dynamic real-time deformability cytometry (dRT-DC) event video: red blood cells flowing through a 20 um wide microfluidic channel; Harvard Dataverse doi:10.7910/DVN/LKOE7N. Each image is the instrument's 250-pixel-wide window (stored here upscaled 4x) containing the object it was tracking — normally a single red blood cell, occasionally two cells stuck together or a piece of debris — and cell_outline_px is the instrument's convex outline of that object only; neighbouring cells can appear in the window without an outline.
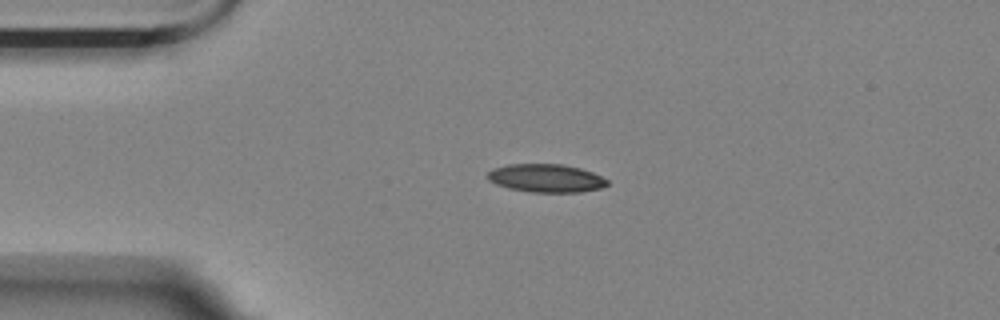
{"species": "Egyptian fruit bat (a non-hibernating species)", "species_latin": "Rousettus aegyptiacus", "temperature_condition": "room temperature", "stored_images_in_passage": 7, "camera_frame_rate_fps": 3000, "um_per_image_px": 0.085, "animal": {"sex": "female"}, "frame": {"image": 1, "passage_image": 1, "time_ms": 0.0, "image_size_px": [1000, 320], "cell_outline_px": [[608, 184], [600, 188], [580, 192], [532, 192], [508, 188], [496, 184], [488, 180], [488, 172], [492, 168], [508, 164], [560, 164], [580, 168], [592, 172], [608, 180]], "centroid_in_image_um": [46.39, 15.14], "position_along_channel_um": 38.6, "area_um2": 19.59}}
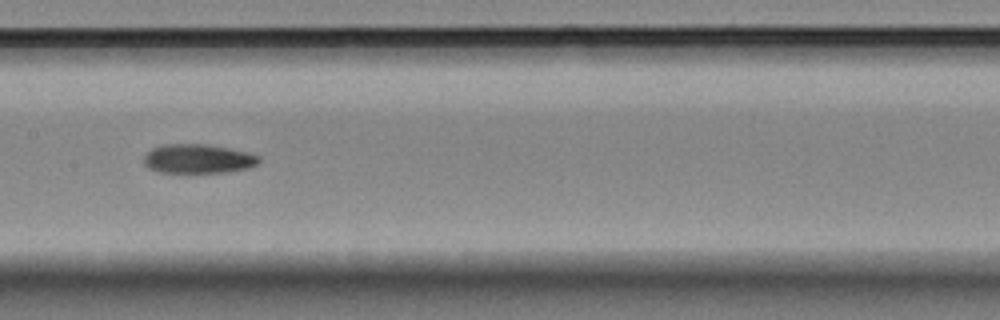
{"frame": {"image": 2, "passage_image": 5, "time_ms": 1.333, "image_size_px": [1000, 320], "cell_outline_px": [[260, 160], [256, 164], [248, 168], [224, 172], [160, 172], [148, 168], [144, 164], [144, 156], [152, 148], [164, 144], [204, 144], [228, 148], [248, 152], [260, 156]], "centroid_in_image_um": [16.82, 13.49], "position_along_channel_um": 190.6, "area_um2": 19.42}}
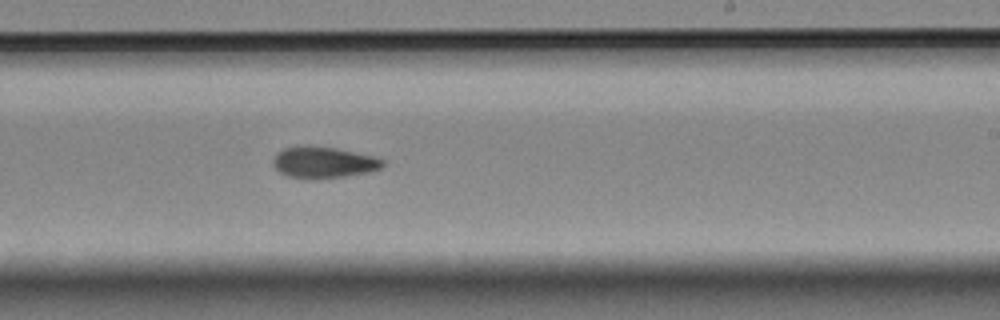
{"frame": {"image": 3, "passage_image": 7, "time_ms": 2.0, "image_size_px": [1000, 320], "cell_outline_px": [[384, 164], [380, 168], [368, 172], [344, 176], [312, 180], [308, 180], [288, 176], [280, 172], [272, 164], [272, 160], [276, 152], [284, 148], [304, 144], [336, 148], [376, 156], [384, 160]], "centroid_in_image_um": [27.46, 13.79], "position_along_channel_um": 261.5, "area_um2": 20.46}}